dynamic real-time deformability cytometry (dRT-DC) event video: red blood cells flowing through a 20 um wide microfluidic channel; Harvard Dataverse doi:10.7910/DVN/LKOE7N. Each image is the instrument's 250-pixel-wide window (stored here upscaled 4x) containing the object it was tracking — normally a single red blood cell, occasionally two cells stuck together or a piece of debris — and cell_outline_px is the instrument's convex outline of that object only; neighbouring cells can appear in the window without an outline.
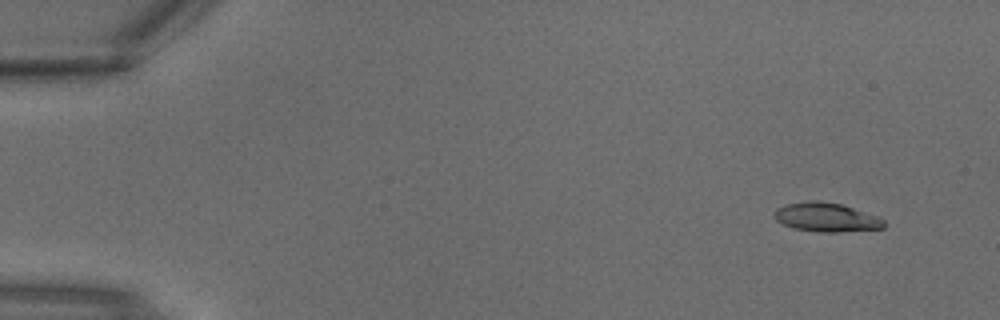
{"species": "common noctule bat (a hibernating species)", "species_latin": "Nyctalus noctula", "temperature_condition": "warm", "stored_images_in_passage": 3, "camera_frame_rate_fps": 3000, "um_per_image_px": 0.085, "animal": {"sex": "male", "body_mass_g": 18.8}, "frame": {"image": 1, "passage_image": 1, "time_ms": 0.0, "image_size_px": [1000, 320], "cell_outline_px": [[884, 228], [840, 232], [820, 232], [792, 228], [776, 220], [776, 208], [788, 204], [808, 200], [816, 200], [840, 204], [880, 216], [884, 220]], "centroid_in_image_um": [70.27, 18.47], "position_along_channel_um": 14.7, "area_um2": 18.44}}